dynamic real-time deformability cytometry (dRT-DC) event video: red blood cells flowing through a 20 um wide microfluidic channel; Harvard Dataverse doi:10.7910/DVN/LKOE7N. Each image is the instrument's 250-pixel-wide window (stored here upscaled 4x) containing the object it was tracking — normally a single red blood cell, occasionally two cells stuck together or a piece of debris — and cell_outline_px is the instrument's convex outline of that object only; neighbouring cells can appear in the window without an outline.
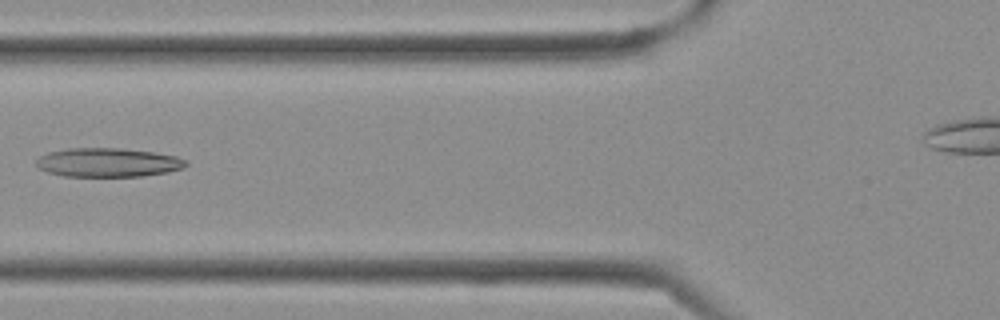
{"species": "Egyptian fruit bat (a non-hibernating species)", "species_latin": "Rousettus aegyptiacus", "temperature_condition": "cold", "stored_images_in_passage": 34, "camera_frame_rate_fps": 3000, "um_per_image_px": 0.085, "frame": {"image": 1, "passage_image": 14, "time_ms": 4.333, "image_size_px": [1000, 320], "cell_outline_px": [[188, 164], [184, 168], [168, 172], [140, 176], [64, 176], [48, 172], [36, 168], [36, 160], [40, 156], [48, 152], [68, 148], [120, 148], [152, 152], [176, 156], [184, 160]], "centroid_in_image_um": [9.14, 13.81], "position_along_channel_um": 116.7, "area_um2": 25.2}}
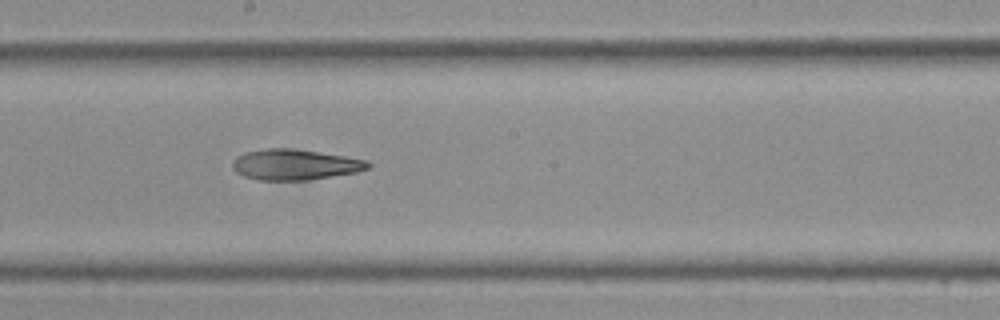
{"frame": {"image": 2, "passage_image": 20, "time_ms": 6.333, "image_size_px": [1000, 320], "cell_outline_px": [[372, 164], [368, 168], [356, 172], [308, 180], [260, 180], [244, 176], [236, 172], [232, 168], [232, 160], [236, 156], [244, 152], [264, 148], [288, 148], [344, 156], [368, 160]], "centroid_in_image_um": [25.03, 13.99], "position_along_channel_um": 223.2, "area_um2": 24.16}}
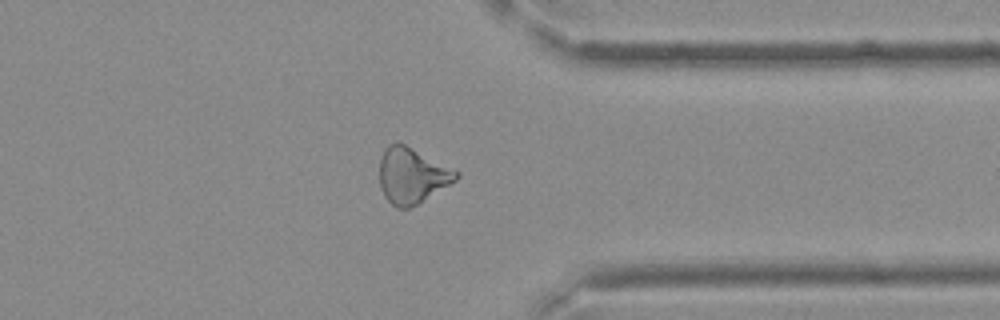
{"frame": {"image": 3, "passage_image": 29, "time_ms": 9.333, "image_size_px": [1000, 320], "cell_outline_px": [[460, 176], [456, 180], [416, 204], [408, 208], [396, 208], [384, 196], [380, 184], [380, 156], [384, 148], [388, 144], [404, 144], [460, 172]], "centroid_in_image_um": [34.99, 14.92], "position_along_channel_um": 376.4, "area_um2": 24.39}}